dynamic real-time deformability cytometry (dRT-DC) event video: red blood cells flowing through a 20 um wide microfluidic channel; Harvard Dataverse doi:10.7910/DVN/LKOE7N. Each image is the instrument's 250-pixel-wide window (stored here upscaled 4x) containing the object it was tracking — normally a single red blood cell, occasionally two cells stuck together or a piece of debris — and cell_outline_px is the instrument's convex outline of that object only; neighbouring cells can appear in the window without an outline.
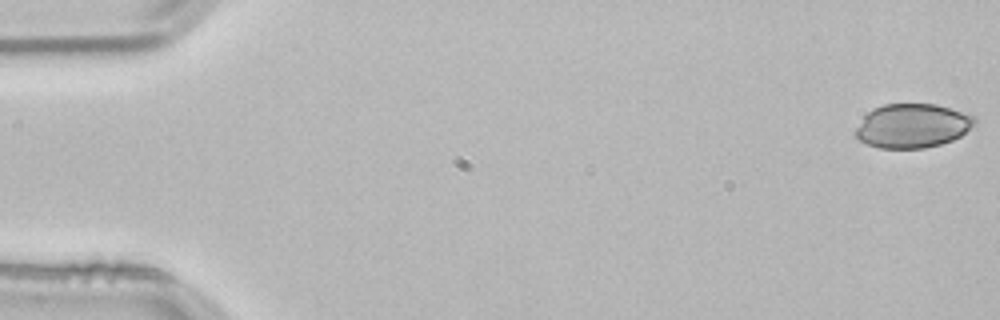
{"species": "common noctule bat (a hibernating species)", "species_latin": "Nyctalus noctula", "temperature_condition": "room temperature", "stored_images_in_passage": 53, "camera_frame_rate_fps": 3000, "um_per_image_px": 0.085, "animal": {"sex": "male", "body_mass_g": 21.5, "forearm_length_mm": 52.0}, "frame": {"image": 1, "passage_image": 1, "time_ms": 0.0, "image_size_px": [1000, 320], "cell_outline_px": [[976, 124], [960, 136], [952, 140], [940, 144], [924, 148], [880, 148], [868, 144], [852, 136], [852, 132], [864, 116], [872, 108], [884, 104], [936, 104], [976, 116]], "centroid_in_image_um": [77.53, 10.69], "position_along_channel_um": 7.5, "area_um2": 30.81}}
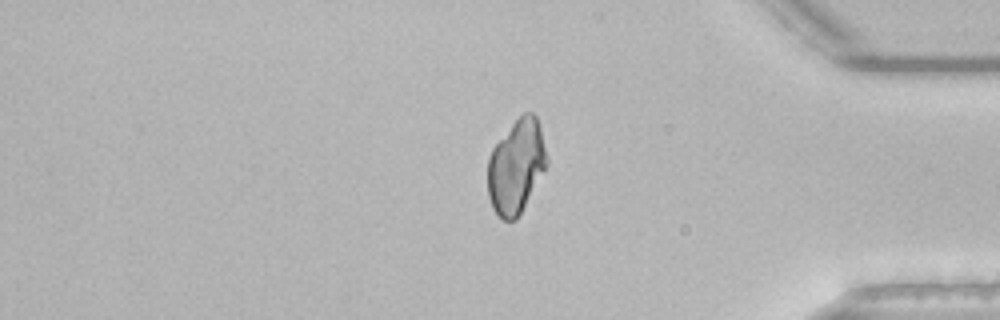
{"frame": {"image": 2, "passage_image": 44, "time_ms": 14.333, "image_size_px": [1000, 320], "cell_outline_px": [[548, 164], [516, 220], [504, 220], [496, 216], [492, 208], [488, 196], [488, 156], [492, 148], [512, 124], [524, 112], [532, 112], [536, 116], [540, 128], [548, 160]], "centroid_in_image_um": [43.86, 14.17], "position_along_channel_um": 391.3, "area_um2": 32.14}}